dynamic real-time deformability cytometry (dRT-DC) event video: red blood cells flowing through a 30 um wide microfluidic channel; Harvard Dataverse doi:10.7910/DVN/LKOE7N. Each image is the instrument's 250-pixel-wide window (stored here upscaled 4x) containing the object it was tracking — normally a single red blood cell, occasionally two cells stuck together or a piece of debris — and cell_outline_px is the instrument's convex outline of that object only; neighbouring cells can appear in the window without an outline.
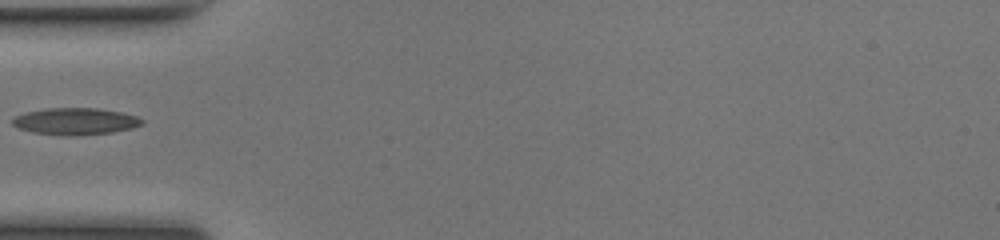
{"species": "common noctule bat (a hibernating species)", "species_latin": "Nyctalus noctula", "temperature_condition": "room temperature", "stored_images_in_passage": 33, "camera_frame_rate_fps": 3000, "um_per_image_px": 0.085, "animal": {"sex": "female", "body_mass_g": 17.0, "forearm_length_mm": 48.0}, "frame": {"image": 1, "passage_image": 1, "time_ms": 0.0, "image_size_px": [1000, 240], "cell_outline_px": [[144, 124], [132, 128], [112, 132], [80, 136], [60, 136], [32, 132], [20, 128], [12, 124], [12, 116], [24, 112], [44, 108], [96, 108], [120, 112], [136, 116], [144, 120]], "centroid_in_image_um": [6.37, 10.32], "position_along_channel_um": 78.6, "area_um2": 20.58}}
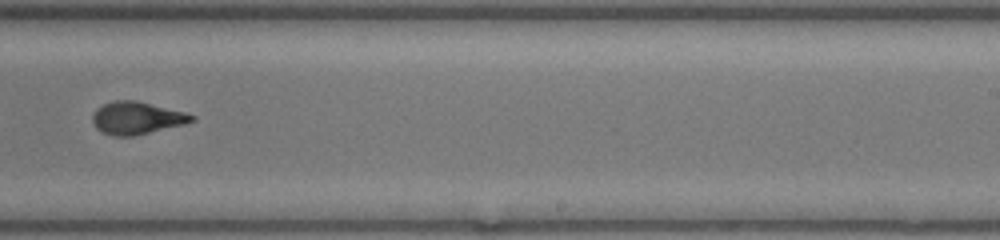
{"frame": {"image": 2, "passage_image": 15, "time_ms": 4.667, "image_size_px": [1000, 240], "cell_outline_px": [[196, 120], [184, 124], [132, 136], [112, 136], [100, 132], [92, 124], [92, 116], [96, 108], [104, 104], [116, 100], [136, 100], [184, 112], [196, 116]], "centroid_in_image_um": [11.58, 10.03], "position_along_channel_um": 277.4, "area_um2": 18.79}}
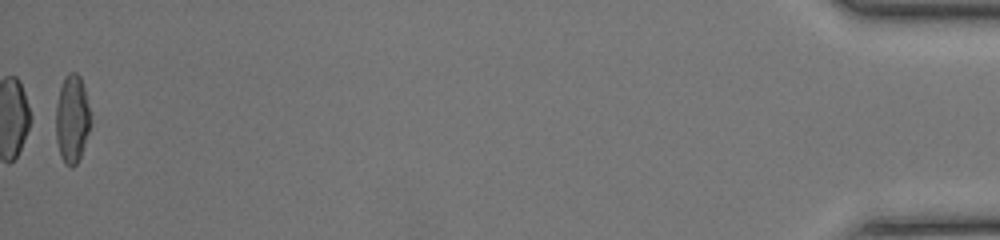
{"frame": {"image": 3, "passage_image": 33, "time_ms": 10.667, "image_size_px": [1000, 240], "cell_outline_px": [[92, 124], [80, 156], [76, 164], [72, 168], [64, 164], [60, 156], [56, 140], [56, 104], [60, 88], [64, 76], [68, 72], [76, 72], [80, 76], [84, 88], [92, 120]], "centroid_in_image_um": [6.13, 10.12], "position_along_channel_um": 429.1, "area_um2": 18.09}}